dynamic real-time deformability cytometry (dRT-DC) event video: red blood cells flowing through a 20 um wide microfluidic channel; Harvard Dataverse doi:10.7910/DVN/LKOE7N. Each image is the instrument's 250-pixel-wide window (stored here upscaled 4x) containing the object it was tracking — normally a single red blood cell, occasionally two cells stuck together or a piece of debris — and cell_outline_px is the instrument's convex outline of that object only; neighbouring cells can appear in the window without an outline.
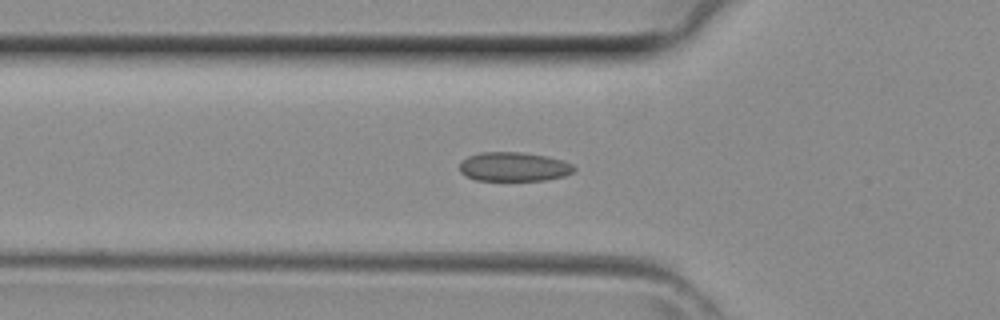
{"species": "common noctule bat (a hibernating species)", "species_latin": "Nyctalus noctula", "temperature_condition": "room temperature", "stored_images_in_passage": 31, "camera_frame_rate_fps": 3000, "um_per_image_px": 0.085, "animal": {"sex": "female", "body_mass_g": 29.2, "forearm_length_mm": 56.3}, "frame": {"image": 1, "passage_image": 3, "time_ms": 0.667, "image_size_px": [1000, 320], "cell_outline_px": [[576, 168], [572, 172], [564, 176], [544, 180], [476, 180], [464, 176], [460, 172], [460, 164], [468, 156], [480, 152], [520, 152], [548, 156], [572, 164]], "centroid_in_image_um": [43.65, 14.17], "position_along_channel_um": 82.1, "area_um2": 19.36}}
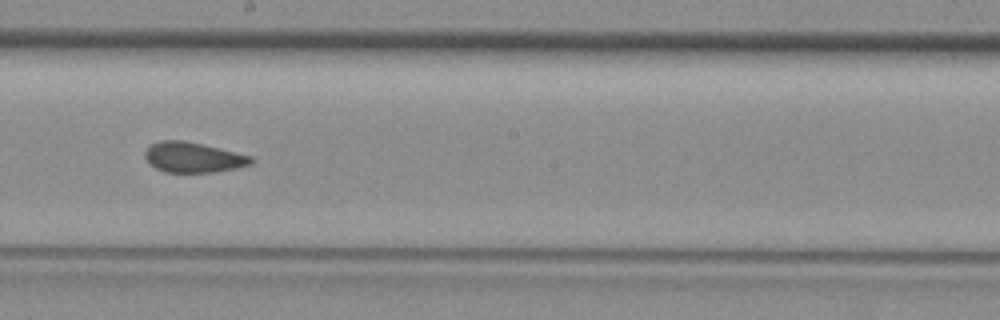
{"frame": {"image": 2, "passage_image": 12, "time_ms": 3.667, "image_size_px": [1000, 320], "cell_outline_px": [[252, 164], [236, 168], [212, 172], [164, 172], [148, 164], [144, 156], [144, 152], [152, 144], [160, 140], [184, 140], [252, 156]], "centroid_in_image_um": [16.38, 13.38], "position_along_channel_um": 231.8, "area_um2": 18.61}}
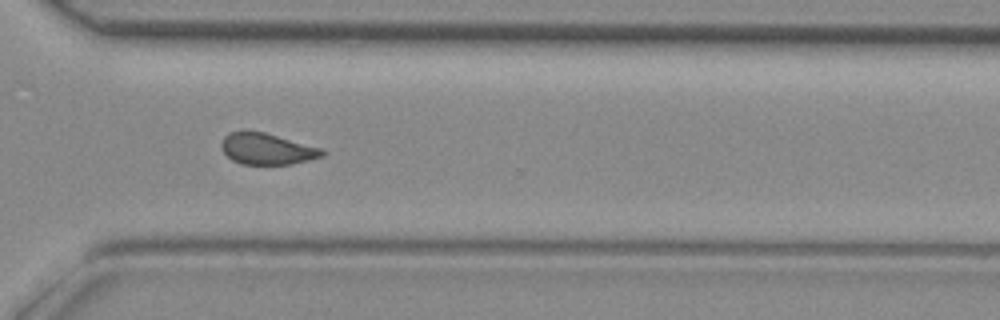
{"frame": {"image": 3, "passage_image": 19, "time_ms": 6.0, "image_size_px": [1000, 320], "cell_outline_px": [[328, 152], [324, 156], [292, 164], [240, 164], [232, 160], [220, 148], [220, 144], [224, 136], [228, 132], [244, 128], [264, 132], [324, 148]], "centroid_in_image_um": [22.68, 12.62], "position_along_channel_um": 347.9, "area_um2": 19.02}}